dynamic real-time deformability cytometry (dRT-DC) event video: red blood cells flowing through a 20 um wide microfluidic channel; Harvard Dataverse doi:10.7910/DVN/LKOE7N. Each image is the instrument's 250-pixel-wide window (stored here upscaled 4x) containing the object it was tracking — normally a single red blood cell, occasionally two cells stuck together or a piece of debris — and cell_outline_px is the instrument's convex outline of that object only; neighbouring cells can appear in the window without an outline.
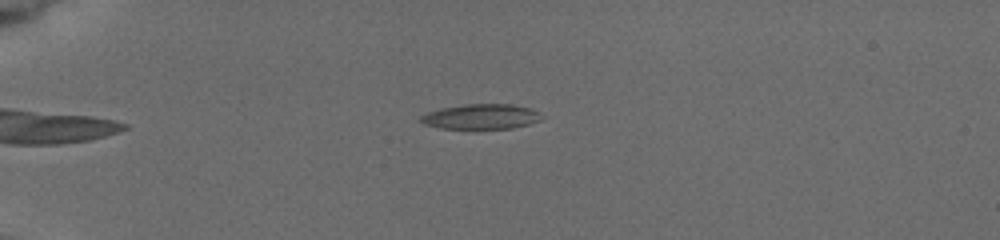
{"species": "common noctule bat (a hibernating species)", "species_latin": "Nyctalus noctula", "temperature_condition": "cold", "stored_images_in_passage": 23, "camera_frame_rate_fps": 3000, "um_per_image_px": 0.085, "animal": {"sex": "female", "body_mass_g": 19.5, "forearm_length_mm": 54.1}, "frame": {"image": 1, "passage_image": 5, "time_ms": 2.0, "image_size_px": [1000, 240], "cell_outline_px": [[540, 120], [528, 124], [512, 128], [440, 128], [424, 124], [420, 120], [420, 116], [428, 112], [440, 108], [464, 104], [512, 104], [528, 108], [536, 112]], "centroid_in_image_um": [40.82, 9.9], "position_along_channel_um": 44.2, "area_um2": 17.28}}
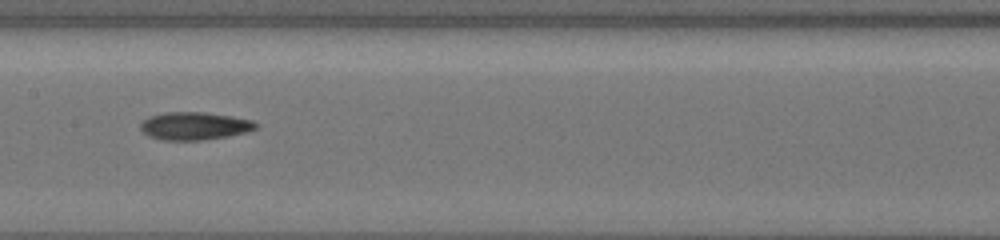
{"frame": {"image": 2, "passage_image": 15, "time_ms": 7.0, "image_size_px": [1000, 240], "cell_outline_px": [[260, 124], [256, 128], [248, 132], [228, 136], [200, 140], [160, 140], [148, 136], [140, 128], [140, 124], [148, 116], [164, 112], [204, 112], [232, 116], [252, 120]], "centroid_in_image_um": [16.54, 10.7], "position_along_channel_um": 190.9, "area_um2": 18.84}}
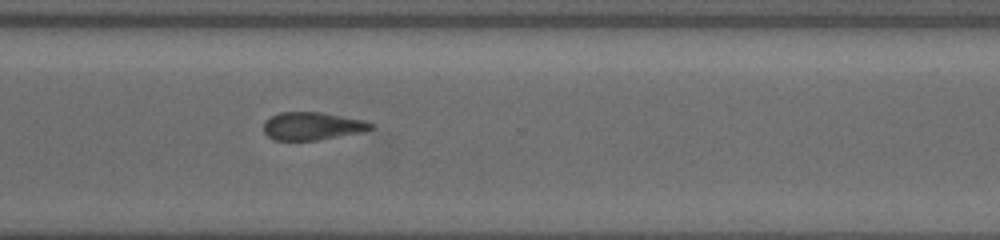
{"frame": {"image": 3, "passage_image": 23, "time_ms": 11.0, "image_size_px": [1000, 240], "cell_outline_px": [[376, 128], [360, 132], [316, 140], [272, 140], [264, 132], [264, 120], [280, 112], [324, 112], [364, 120], [376, 124]], "centroid_in_image_um": [26.56, 10.7], "position_along_channel_um": 344.0, "area_um2": 17.51}}